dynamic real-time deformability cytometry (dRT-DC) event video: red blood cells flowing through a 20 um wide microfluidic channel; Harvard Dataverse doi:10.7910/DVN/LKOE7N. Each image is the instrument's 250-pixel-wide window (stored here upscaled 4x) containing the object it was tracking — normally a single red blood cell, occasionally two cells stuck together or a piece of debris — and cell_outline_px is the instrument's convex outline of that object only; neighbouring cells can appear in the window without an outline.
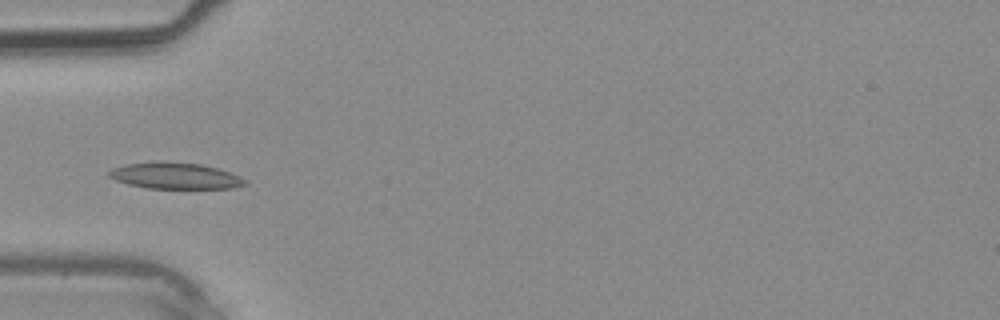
{"species": "common noctule bat (a hibernating species)", "species_latin": "Nyctalus noctula", "temperature_condition": "warm", "stored_images_in_passage": 24, "camera_frame_rate_fps": 3000, "um_per_image_px": 0.085, "animal": {"sex": "male", "body_mass_g": 20.4}, "frame": {"image": 1, "passage_image": 4, "time_ms": 1.0, "image_size_px": [1000, 320], "cell_outline_px": [[248, 184], [232, 188], [148, 188], [128, 184], [116, 180], [108, 176], [108, 172], [112, 168], [128, 164], [200, 164], [216, 168], [240, 176], [248, 180]], "centroid_in_image_um": [14.95, 14.99], "position_along_channel_um": 70.1, "area_um2": 19.83}}